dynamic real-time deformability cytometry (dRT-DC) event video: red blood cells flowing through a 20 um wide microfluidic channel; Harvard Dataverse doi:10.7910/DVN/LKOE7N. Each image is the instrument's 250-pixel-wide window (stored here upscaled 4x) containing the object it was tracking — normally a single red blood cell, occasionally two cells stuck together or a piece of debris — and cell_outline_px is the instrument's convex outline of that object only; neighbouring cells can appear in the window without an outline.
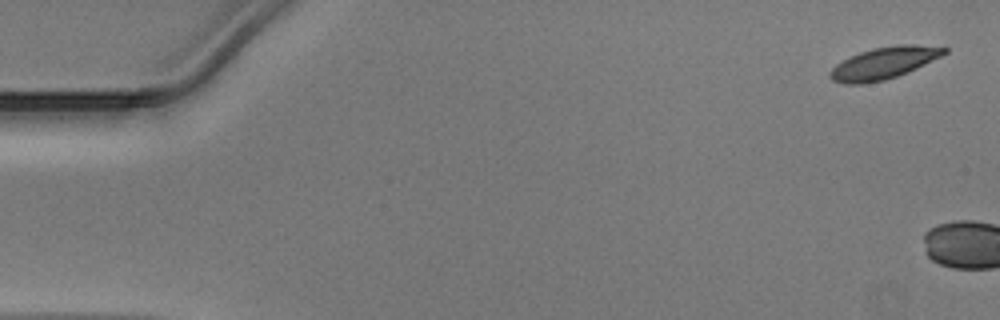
{"species": "Egyptian fruit bat (a non-hibernating species)", "species_latin": "Rousettus aegyptiacus", "temperature_condition": "warm", "stored_images_in_passage": 4, "camera_frame_rate_fps": 3000, "um_per_image_px": 0.085, "animal": {"sex": "male"}, "frame": {"image": 1, "passage_image": 1, "time_ms": 0.0, "image_size_px": [1000, 320], "cell_outline_px": [[948, 52], [908, 72], [884, 80], [860, 84], [844, 84], [832, 80], [828, 76], [828, 72], [836, 64], [860, 52], [872, 48], [896, 44], [916, 44], [948, 48]], "centroid_in_image_um": [75.1, 5.35], "position_along_channel_um": 9.9, "area_um2": 21.1}}